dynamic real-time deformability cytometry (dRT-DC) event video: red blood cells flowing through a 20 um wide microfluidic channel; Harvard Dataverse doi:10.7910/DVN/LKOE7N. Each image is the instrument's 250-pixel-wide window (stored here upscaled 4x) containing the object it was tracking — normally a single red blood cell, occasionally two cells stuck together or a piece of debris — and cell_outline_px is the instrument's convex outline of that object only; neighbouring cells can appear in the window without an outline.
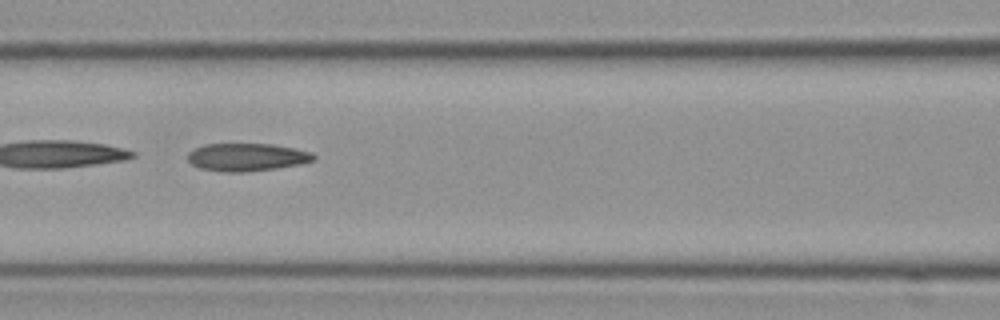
{"species": "Egyptian fruit bat (a non-hibernating species)", "species_latin": "Rousettus aegyptiacus", "temperature_condition": "cold", "stored_images_in_passage": 15, "camera_frame_rate_fps": 3000, "um_per_image_px": 0.085, "frame": {"image": 1, "passage_image": 7, "time_ms": 2.0, "image_size_px": [1000, 320], "cell_outline_px": [[316, 160], [300, 164], [276, 168], [244, 172], [224, 172], [200, 168], [192, 164], [188, 160], [188, 152], [204, 144], [272, 144], [296, 148], [312, 152], [316, 156]], "centroid_in_image_um": [21.01, 13.35], "position_along_channel_um": 145.6, "area_um2": 20.46}}
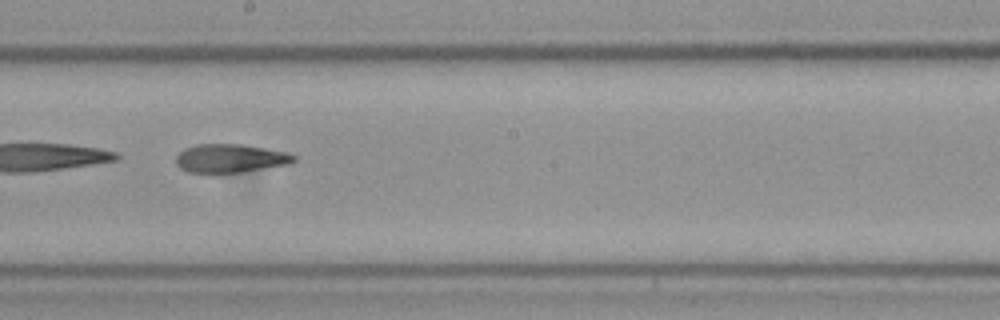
{"frame": {"image": 2, "passage_image": 9, "time_ms": 2.667, "image_size_px": [1000, 320], "cell_outline_px": [[296, 160], [288, 164], [240, 172], [188, 172], [180, 168], [176, 164], [176, 156], [184, 148], [196, 144], [244, 144], [288, 152], [296, 156]], "centroid_in_image_um": [19.57, 13.44], "position_along_channel_um": 228.6, "area_um2": 19.54}}
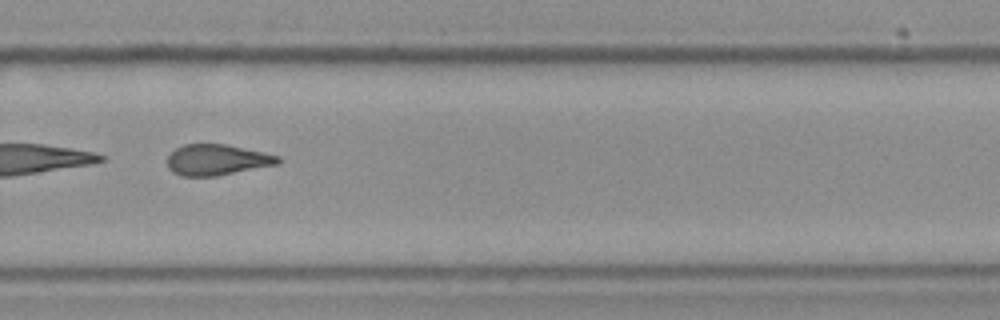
{"frame": {"image": 3, "passage_image": 11, "time_ms": 3.333, "image_size_px": [1000, 320], "cell_outline_px": [[280, 164], [216, 176], [180, 176], [172, 172], [168, 168], [168, 156], [176, 148], [184, 144], [224, 144], [264, 152], [280, 156]], "centroid_in_image_um": [18.45, 13.59], "position_along_channel_um": 311.3, "area_um2": 19.94}}